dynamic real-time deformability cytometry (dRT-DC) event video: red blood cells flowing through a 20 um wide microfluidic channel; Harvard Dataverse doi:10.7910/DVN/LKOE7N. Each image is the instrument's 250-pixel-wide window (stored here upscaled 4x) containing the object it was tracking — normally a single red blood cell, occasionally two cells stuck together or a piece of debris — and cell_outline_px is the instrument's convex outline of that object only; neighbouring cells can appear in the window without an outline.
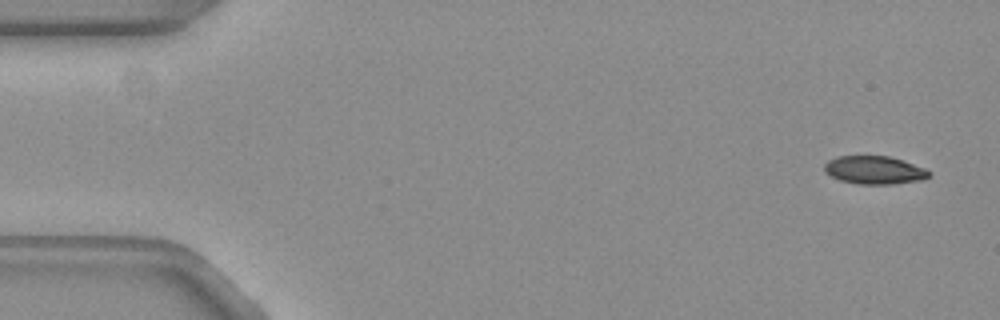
{"species": "common noctule bat (a hibernating species)", "species_latin": "Nyctalus noctula", "temperature_condition": "warm", "stored_images_in_passage": 19, "camera_frame_rate_fps": 3000, "um_per_image_px": 0.085, "animal": {"sex": "female", "body_mass_g": 19.3, "forearm_length_mm": 54.1}, "frame": {"image": 1, "passage_image": 1, "time_ms": 0.0, "image_size_px": [1000, 320], "cell_outline_px": [[932, 172], [924, 180], [892, 184], [860, 184], [840, 180], [824, 172], [824, 164], [828, 160], [840, 156], [888, 156], [924, 168]], "centroid_in_image_um": [74.31, 14.46], "position_along_channel_um": 10.7, "area_um2": 16.99}}
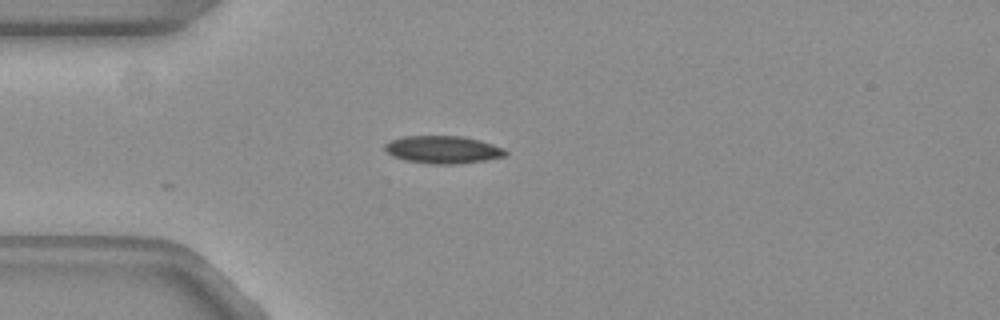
{"frame": {"image": 2, "passage_image": 13, "time_ms": 4.0, "image_size_px": [1000, 320], "cell_outline_px": [[508, 152], [504, 156], [484, 160], [460, 164], [428, 164], [408, 160], [392, 156], [384, 148], [384, 144], [392, 140], [404, 136], [460, 136], [492, 144], [504, 148]], "centroid_in_image_um": [37.64, 12.72], "position_along_channel_um": 47.4, "area_um2": 19.19}}